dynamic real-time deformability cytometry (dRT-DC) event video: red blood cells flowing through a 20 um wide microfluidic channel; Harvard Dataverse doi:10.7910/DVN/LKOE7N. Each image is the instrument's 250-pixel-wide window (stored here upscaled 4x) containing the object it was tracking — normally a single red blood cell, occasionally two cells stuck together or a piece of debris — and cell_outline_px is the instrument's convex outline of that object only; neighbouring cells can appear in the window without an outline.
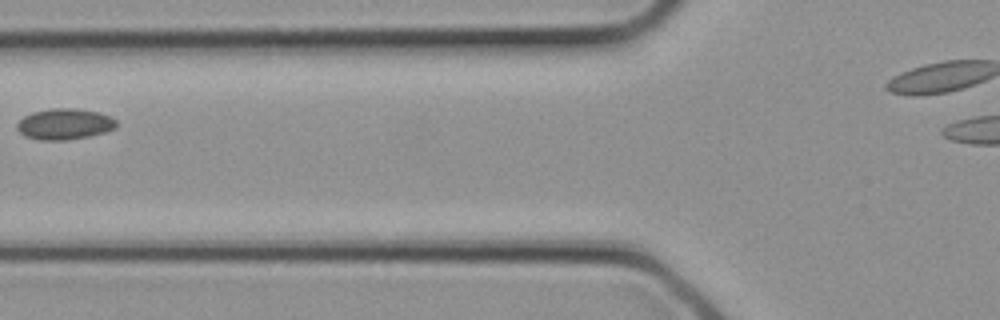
{"species": "common noctule bat (a hibernating species)", "species_latin": "Nyctalus noctula", "temperature_condition": "cold", "stored_images_in_passage": 4, "camera_frame_rate_fps": 3000, "um_per_image_px": 0.085, "animal": {"sex": "female", "body_mass_g": 21.9}, "frame": {"image": 1, "passage_image": 3, "time_ms": 0.667, "image_size_px": [1000, 320], "cell_outline_px": [[116, 128], [104, 132], [88, 136], [68, 140], [40, 140], [24, 136], [16, 128], [16, 124], [24, 116], [32, 112], [52, 108], [76, 108], [100, 112], [116, 120]], "centroid_in_image_um": [5.47, 10.54], "position_along_channel_um": 120.3, "area_um2": 17.98}}